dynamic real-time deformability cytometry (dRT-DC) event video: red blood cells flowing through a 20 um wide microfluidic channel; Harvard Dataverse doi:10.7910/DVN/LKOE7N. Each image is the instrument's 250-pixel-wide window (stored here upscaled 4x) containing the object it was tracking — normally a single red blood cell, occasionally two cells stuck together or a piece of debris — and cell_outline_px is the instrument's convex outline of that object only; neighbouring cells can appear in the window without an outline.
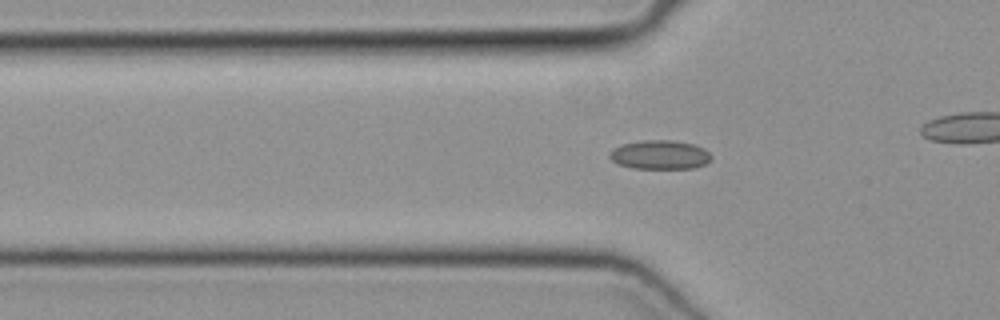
{"species": "common noctule bat (a hibernating species)", "species_latin": "Nyctalus noctula", "temperature_condition": "cold", "stored_images_in_passage": 34, "camera_frame_rate_fps": 3000, "um_per_image_px": 0.085, "animal": {"sex": "female", "body_mass_g": 19.3, "forearm_length_mm": 54.1}, "frame": {"image": 1, "passage_image": 11, "time_ms": 3.333, "image_size_px": [1000, 320], "cell_outline_px": [[712, 156], [704, 164], [696, 168], [632, 168], [620, 164], [612, 160], [608, 156], [620, 144], [640, 140], [672, 140], [692, 144], [704, 148]], "centroid_in_image_um": [56.09, 13.15], "position_along_channel_um": 69.7, "area_um2": 16.99}}
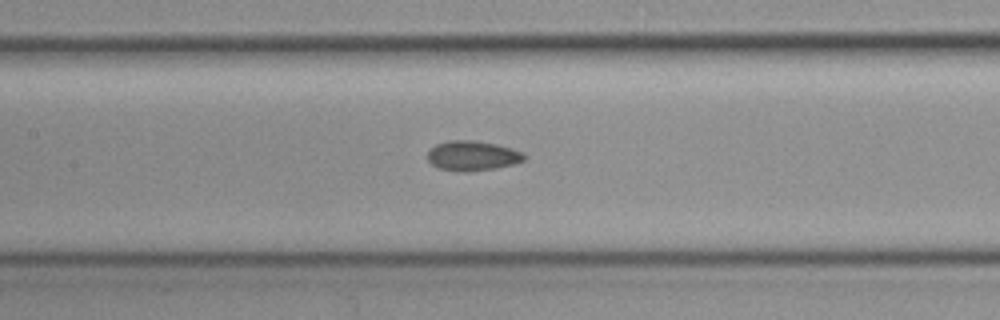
{"frame": {"image": 2, "passage_image": 18, "time_ms": 5.667, "image_size_px": [1000, 320], "cell_outline_px": [[524, 160], [512, 164], [496, 168], [468, 172], [460, 172], [440, 168], [432, 164], [428, 160], [428, 152], [436, 144], [448, 140], [476, 140], [496, 144], [512, 148], [524, 152]], "centroid_in_image_um": [40.16, 13.23], "position_along_channel_um": 167.2, "area_um2": 16.82}}
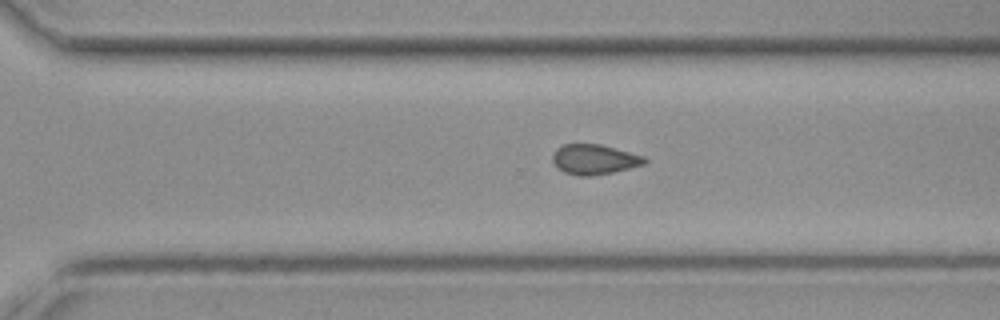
{"frame": {"image": 3, "passage_image": 29, "time_ms": 9.333, "image_size_px": [1000, 320], "cell_outline_px": [[648, 160], [644, 164], [612, 172], [592, 176], [576, 176], [564, 172], [556, 168], [552, 160], [552, 156], [556, 148], [564, 144], [600, 144], [644, 156]], "centroid_in_image_um": [50.47, 13.55], "position_along_channel_um": 320.1, "area_um2": 16.13}}